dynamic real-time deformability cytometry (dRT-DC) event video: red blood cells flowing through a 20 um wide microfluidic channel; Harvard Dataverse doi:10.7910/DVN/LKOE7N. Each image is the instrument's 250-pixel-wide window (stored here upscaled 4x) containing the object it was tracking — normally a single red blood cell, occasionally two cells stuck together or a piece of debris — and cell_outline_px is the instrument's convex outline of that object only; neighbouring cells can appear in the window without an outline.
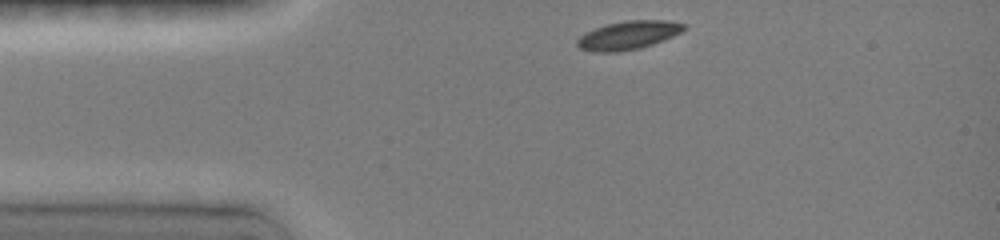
{"species": "common noctule bat (a hibernating species)", "species_latin": "Nyctalus noctula", "temperature_condition": "room temperature", "stored_images_in_passage": 5, "camera_frame_rate_fps": 3000, "um_per_image_px": 0.085, "animal": {"sex": "female", "body_mass_g": 19.0, "forearm_length_mm": 51.5}, "frame": {"image": 1, "passage_image": 1, "time_ms": 0.0, "image_size_px": [1000, 240], "cell_outline_px": [[684, 28], [680, 32], [672, 36], [652, 44], [636, 48], [608, 52], [600, 52], [580, 48], [576, 44], [576, 40], [580, 36], [604, 24], [624, 20], [668, 20], [684, 24]], "centroid_in_image_um": [53.38, 2.96], "position_along_channel_um": 31.6, "area_um2": 17.22}}
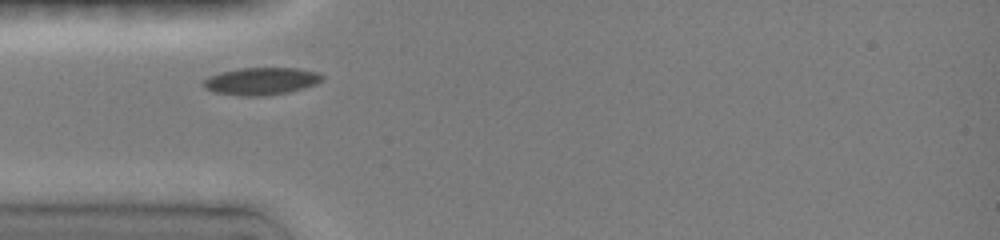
{"frame": {"image": 2, "passage_image": 3, "time_ms": 1.667, "image_size_px": [1000, 240], "cell_outline_px": [[320, 80], [312, 84], [288, 92], [256, 96], [248, 96], [216, 92], [208, 88], [204, 84], [204, 80], [208, 76], [220, 72], [240, 68], [296, 68], [316, 72], [320, 76]], "centroid_in_image_um": [22.14, 6.88], "position_along_channel_um": 62.9, "area_um2": 18.15}}
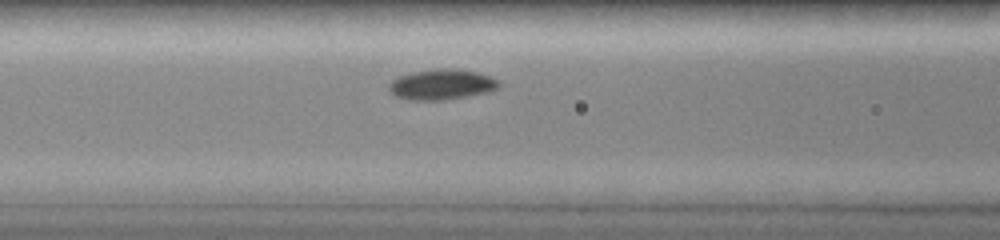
{"frame": {"image": 3, "passage_image": 5, "time_ms": 3.333, "image_size_px": [1000, 240], "cell_outline_px": [[500, 84], [496, 88], [484, 92], [444, 100], [412, 100], [396, 96], [388, 88], [388, 84], [392, 80], [400, 76], [412, 72], [436, 68], [460, 68], [476, 72], [488, 76], [496, 80]], "centroid_in_image_um": [37.49, 7.16], "position_along_channel_um": 129.1, "area_um2": 19.19}}